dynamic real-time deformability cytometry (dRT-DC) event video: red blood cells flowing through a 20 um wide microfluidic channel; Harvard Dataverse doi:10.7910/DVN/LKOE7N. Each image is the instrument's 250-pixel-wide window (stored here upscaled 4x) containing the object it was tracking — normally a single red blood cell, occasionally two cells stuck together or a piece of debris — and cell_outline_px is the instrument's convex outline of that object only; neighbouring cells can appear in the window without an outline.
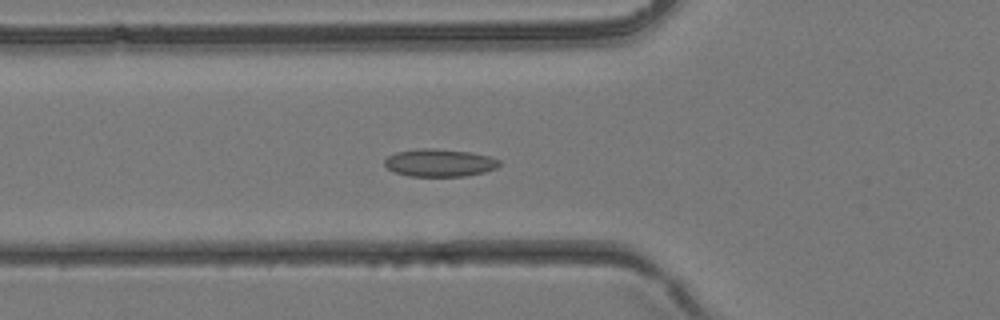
{"species": "common noctule bat (a hibernating species)", "species_latin": "Nyctalus noctula", "temperature_condition": "room temperature", "stored_images_in_passage": 29, "segment_of_instrument_passage": [1, 2], "camera_frame_rate_fps": 3000, "um_per_image_px": 0.085, "animal": {"sex": "female", "body_mass_g": 24.6, "forearm_length_mm": 56.2}, "frame": {"image": 1, "passage_image": 3, "time_ms": 0.667, "image_size_px": [1000, 320], "cell_outline_px": [[500, 164], [496, 168], [484, 172], [464, 176], [408, 176], [392, 172], [384, 164], [384, 160], [388, 156], [396, 152], [420, 148], [432, 148], [472, 152], [488, 156], [500, 160]], "centroid_in_image_um": [37.34, 13.83], "position_along_channel_um": 88.5, "area_um2": 18.55}}
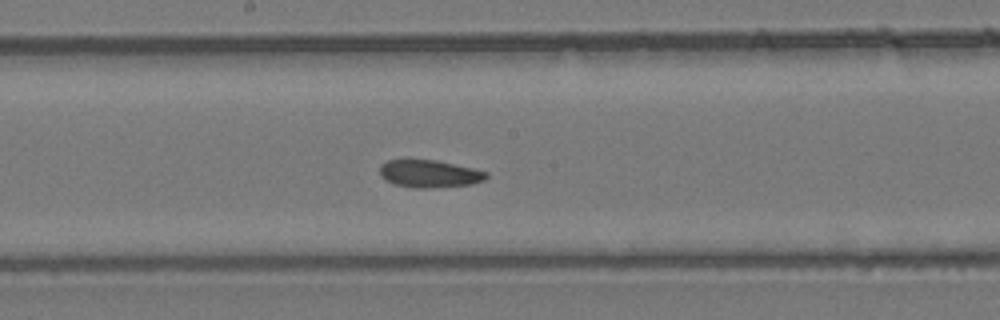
{"frame": {"image": 2, "passage_image": 10, "time_ms": 3.0, "image_size_px": [1000, 320], "cell_outline_px": [[488, 176], [484, 180], [472, 184], [432, 188], [416, 188], [396, 184], [380, 176], [380, 164], [388, 160], [408, 156], [436, 160], [472, 168], [488, 172]], "centroid_in_image_um": [36.45, 14.72], "position_along_channel_um": 211.7, "area_um2": 17.63}}
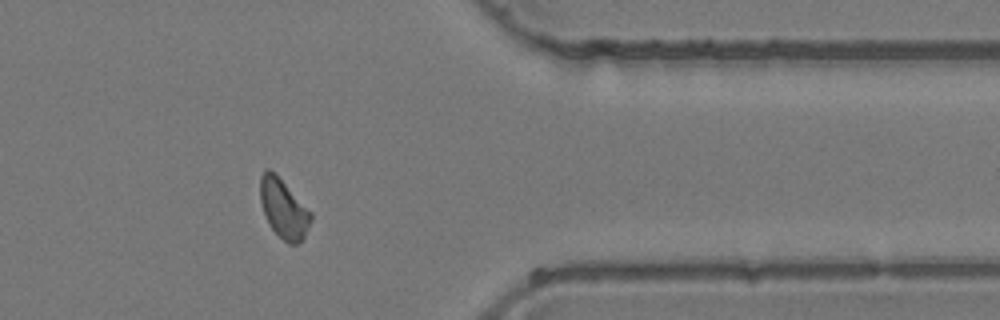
{"frame": {"image": 3, "passage_image": 21, "time_ms": 6.667, "image_size_px": [1000, 320], "cell_outline_px": [[312, 220], [304, 236], [296, 244], [288, 244], [268, 224], [260, 200], [260, 176], [268, 168], [276, 172], [312, 212]], "centroid_in_image_um": [24.11, 17.69], "position_along_channel_um": 387.3, "area_um2": 17.51}}